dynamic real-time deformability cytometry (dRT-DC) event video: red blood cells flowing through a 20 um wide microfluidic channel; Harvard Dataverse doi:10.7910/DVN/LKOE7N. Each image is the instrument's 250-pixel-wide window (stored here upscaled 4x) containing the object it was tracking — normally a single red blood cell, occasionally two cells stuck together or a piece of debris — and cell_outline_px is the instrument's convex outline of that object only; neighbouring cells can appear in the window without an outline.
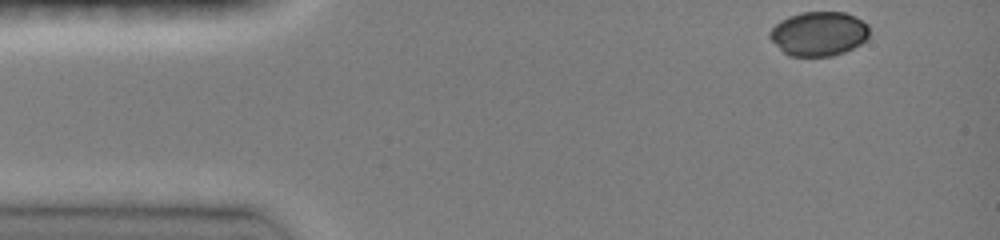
{"species": "common noctule bat (a hibernating species)", "species_latin": "Nyctalus noctula", "temperature_condition": "room temperature", "stored_images_in_passage": 29, "camera_frame_rate_fps": 3000, "um_per_image_px": 0.085, "animal": {"sex": "female", "body_mass_g": 19.0, "forearm_length_mm": 51.5}, "frame": {"image": 1, "passage_image": 1, "time_ms": 0.0, "image_size_px": [1000, 240], "cell_outline_px": [[868, 36], [860, 44], [844, 52], [832, 56], [788, 56], [768, 36], [768, 32], [780, 20], [788, 16], [804, 12], [844, 12], [868, 24]], "centroid_in_image_um": [69.57, 2.87], "position_along_channel_um": 15.4, "area_um2": 25.49}}
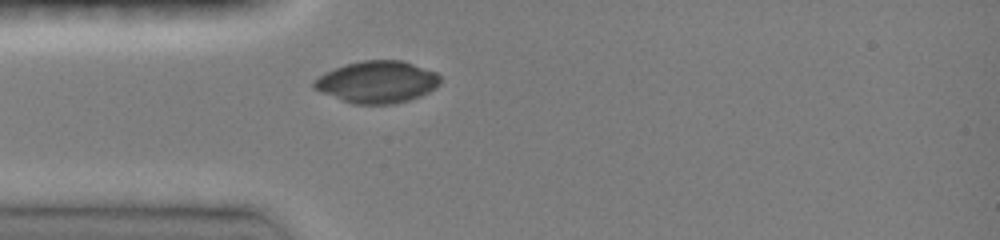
{"frame": {"image": 2, "passage_image": 12, "time_ms": 3.0, "image_size_px": [1000, 240], "cell_outline_px": [[440, 84], [436, 88], [420, 96], [396, 104], [352, 104], [320, 92], [312, 88], [312, 84], [324, 72], [344, 64], [364, 60], [400, 60], [436, 72], [440, 76]], "centroid_in_image_um": [32.04, 6.97], "position_along_channel_um": 53.0, "area_um2": 30.92}}
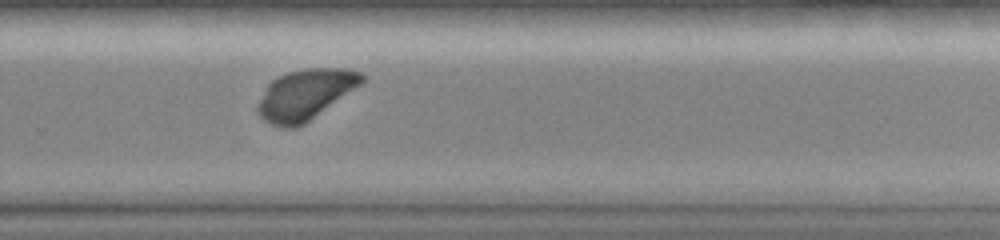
{"frame": {"image": 3, "passage_image": 29, "time_ms": 9.333, "image_size_px": [1000, 240], "cell_outline_px": [[368, 76], [360, 84], [304, 124], [296, 128], [284, 128], [272, 124], [264, 120], [256, 112], [256, 108], [268, 84], [272, 80], [288, 72], [304, 68], [348, 68], [364, 72]], "centroid_in_image_um": [25.96, 8.02], "position_along_channel_um": 303.8, "area_um2": 30.35}}